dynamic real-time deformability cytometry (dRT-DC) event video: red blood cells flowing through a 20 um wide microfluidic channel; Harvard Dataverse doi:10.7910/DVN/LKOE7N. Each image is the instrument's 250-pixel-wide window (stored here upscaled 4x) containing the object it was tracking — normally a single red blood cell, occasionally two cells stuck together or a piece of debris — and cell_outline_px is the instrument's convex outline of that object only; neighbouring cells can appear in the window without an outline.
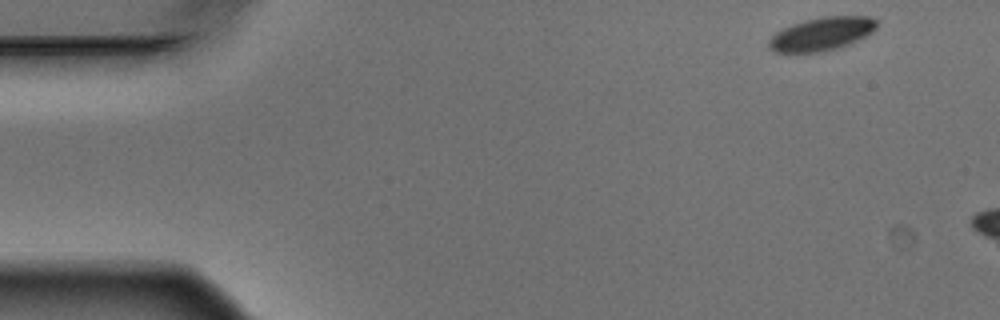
{"species": "Egyptian fruit bat (a non-hibernating species)", "species_latin": "Rousettus aegyptiacus", "temperature_condition": "warm", "stored_images_in_passage": 2, "camera_frame_rate_fps": 3000, "um_per_image_px": 0.085, "animal": {"sex": "male"}, "frame": {"image": 1, "passage_image": 1, "time_ms": 0.0, "image_size_px": [1000, 320], "cell_outline_px": [[876, 28], [872, 32], [848, 44], [836, 48], [820, 52], [776, 52], [768, 48], [768, 40], [776, 32], [792, 24], [804, 20], [824, 16], [868, 16], [876, 20]], "centroid_in_image_um": [69.81, 2.87], "position_along_channel_um": 15.2, "area_um2": 20.69}}